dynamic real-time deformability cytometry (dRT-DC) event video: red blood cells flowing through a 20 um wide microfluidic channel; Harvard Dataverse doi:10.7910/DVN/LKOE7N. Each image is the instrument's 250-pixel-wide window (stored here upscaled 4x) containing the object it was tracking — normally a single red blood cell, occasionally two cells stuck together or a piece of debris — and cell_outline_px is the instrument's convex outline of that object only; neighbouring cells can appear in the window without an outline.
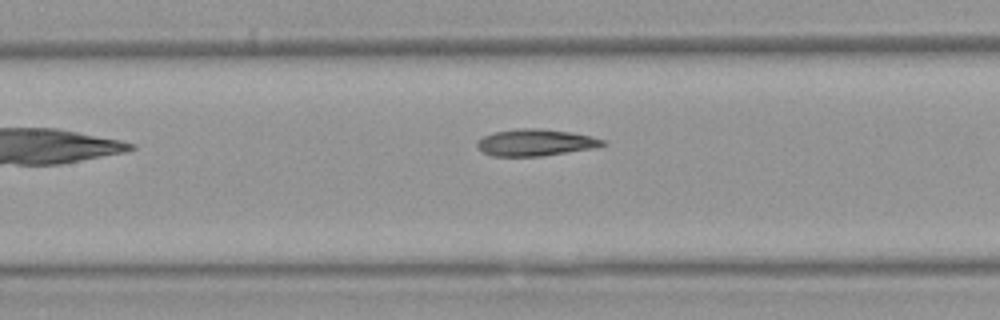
{"species": "Egyptian fruit bat (a non-hibernating species)", "species_latin": "Rousettus aegyptiacus", "temperature_condition": "warm", "stored_images_in_passage": 7, "segment_of_instrument_passage": [2, 2], "camera_frame_rate_fps": 3000, "um_per_image_px": 0.085, "animal": {"sex": "female"}, "frame": {"image": 1, "passage_image": 7, "time_ms": 7.0, "image_size_px": [1000, 320], "cell_outline_px": [[608, 144], [592, 148], [540, 156], [492, 156], [484, 152], [476, 144], [484, 136], [492, 132], [516, 128], [540, 128], [572, 132], [592, 136], [608, 140]], "centroid_in_image_um": [45.56, 12.1], "position_along_channel_um": 161.8, "area_um2": 19.59}}